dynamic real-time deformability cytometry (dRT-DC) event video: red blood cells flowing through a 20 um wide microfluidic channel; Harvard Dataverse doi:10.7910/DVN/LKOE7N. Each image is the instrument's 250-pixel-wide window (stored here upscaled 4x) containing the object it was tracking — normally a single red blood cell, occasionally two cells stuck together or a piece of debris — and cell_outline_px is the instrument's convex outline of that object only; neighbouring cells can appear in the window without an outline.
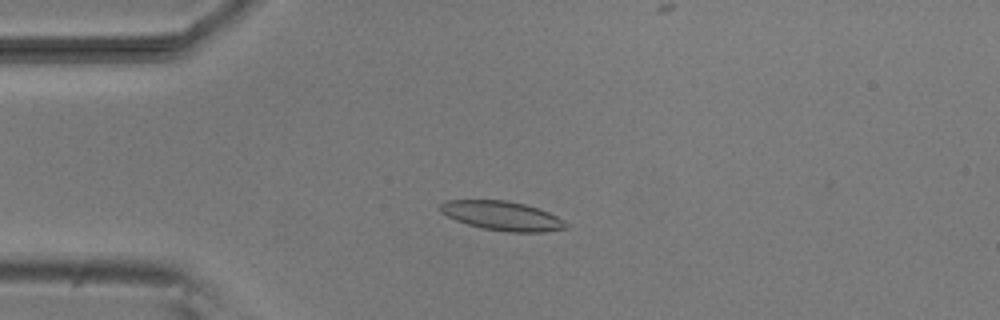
{"species": "common noctule bat (a hibernating species)", "species_latin": "Nyctalus noctula", "temperature_condition": "room temperature", "stored_images_in_passage": 53, "camera_frame_rate_fps": 3000, "um_per_image_px": 0.085, "animal": {"sex": "male", "body_mass_g": 20.5, "forearm_length_mm": 52.5}, "frame": {"image": 1, "passage_image": 12, "time_ms": 3.667, "image_size_px": [1000, 320], "cell_outline_px": [[568, 228], [544, 232], [508, 232], [480, 228], [456, 220], [440, 212], [436, 208], [440, 204], [448, 200], [504, 200], [524, 204], [548, 212], [564, 220], [568, 224]], "centroid_in_image_um": [42.66, 18.35], "position_along_channel_um": 42.3, "area_um2": 21.44}}
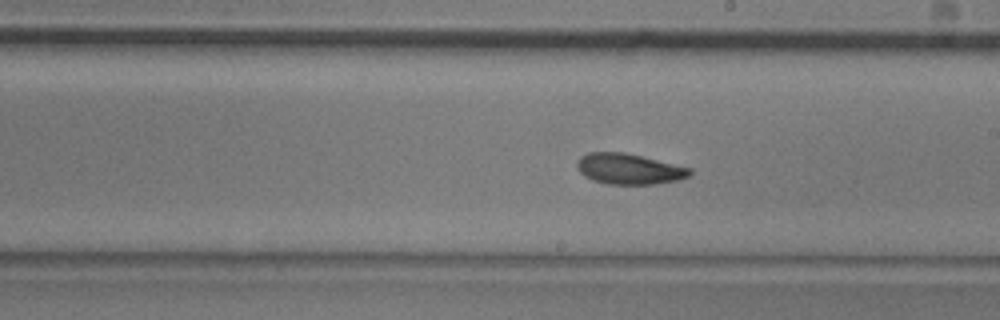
{"frame": {"image": 2, "passage_image": 29, "time_ms": 9.333, "image_size_px": [1000, 320], "cell_outline_px": [[692, 172], [688, 176], [680, 180], [656, 184], [608, 184], [592, 180], [584, 176], [576, 168], [576, 164], [580, 156], [588, 152], [624, 152], [692, 168]], "centroid_in_image_um": [53.45, 14.36], "position_along_channel_um": 235.5, "area_um2": 20.29}}
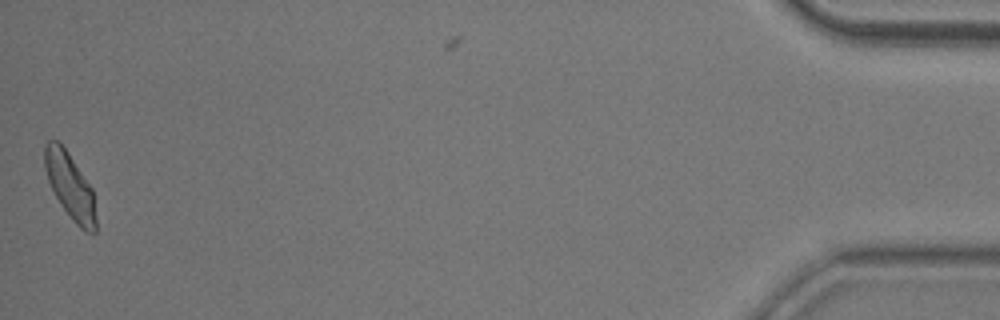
{"frame": {"image": 3, "passage_image": 52, "time_ms": 17.0, "image_size_px": [1000, 320], "cell_outline_px": [[96, 232], [84, 232], [72, 220], [56, 196], [48, 180], [44, 168], [44, 144], [48, 140], [56, 140], [68, 152], [92, 188], [96, 220]], "centroid_in_image_um": [5.95, 15.8], "position_along_channel_um": 429.3, "area_um2": 19.42}, "authors_computed_cell_mechanics": {"area_um2": 20.1722, "velocity_mm_per_s": 3.7795, "shape_relaxation_time_tau1_ms": 5.9355, "shape_relaxation_time_tau2_ms": 3.3105, "deformation_change_tau1": 0.1434, "deformation_change_tau2": 0.0926}}